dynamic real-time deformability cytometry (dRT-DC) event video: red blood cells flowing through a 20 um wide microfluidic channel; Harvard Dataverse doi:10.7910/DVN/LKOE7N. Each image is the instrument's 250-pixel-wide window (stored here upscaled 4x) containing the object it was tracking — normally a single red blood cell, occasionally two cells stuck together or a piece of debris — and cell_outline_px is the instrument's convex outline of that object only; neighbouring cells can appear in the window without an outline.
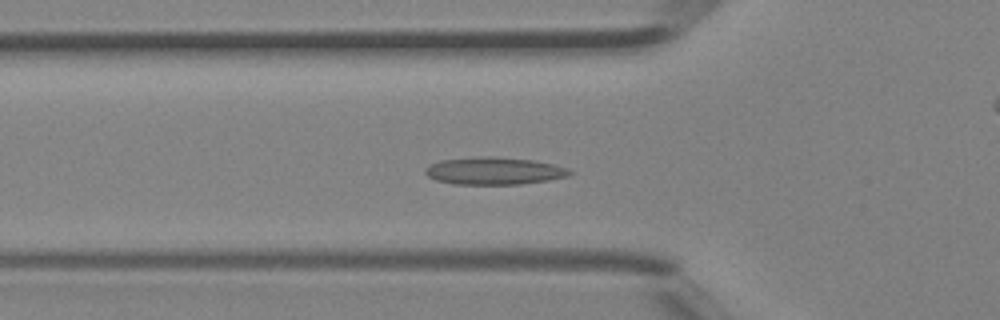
{"species": "Egyptian fruit bat (a non-hibernating species)", "species_latin": "Rousettus aegyptiacus", "temperature_condition": "room temperature", "stored_images_in_passage": 41, "camera_frame_rate_fps": 3000, "um_per_image_px": 0.085, "animal": {"sex": "female"}, "frame": {"image": 1, "passage_image": 11, "time_ms": 3.333, "image_size_px": [1000, 320], "cell_outline_px": [[572, 172], [568, 176], [548, 180], [520, 184], [452, 184], [436, 180], [428, 176], [424, 172], [424, 168], [428, 164], [440, 160], [480, 156], [492, 156], [532, 160], [552, 164], [568, 168]], "centroid_in_image_um": [41.94, 14.52], "position_along_channel_um": 83.9, "area_um2": 23.12}}
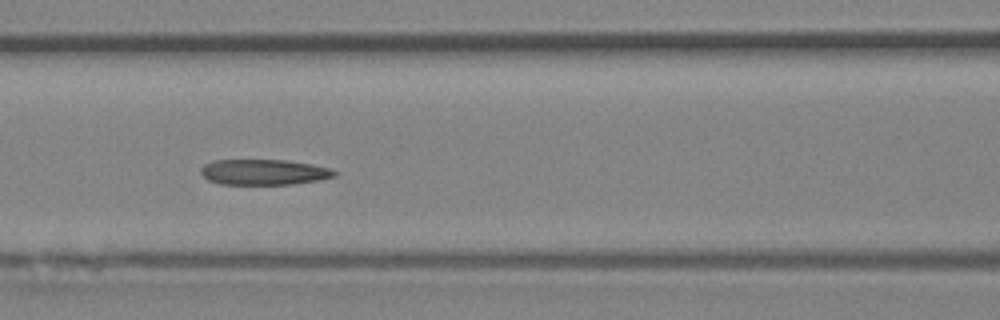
{"frame": {"image": 2, "passage_image": 15, "time_ms": 4.667, "image_size_px": [1000, 320], "cell_outline_px": [[340, 172], [336, 176], [320, 180], [292, 184], [220, 184], [208, 180], [200, 172], [200, 168], [204, 164], [212, 160], [284, 160], [312, 164], [328, 168]], "centroid_in_image_um": [22.43, 14.63], "position_along_channel_um": 144.2, "area_um2": 20.0}}
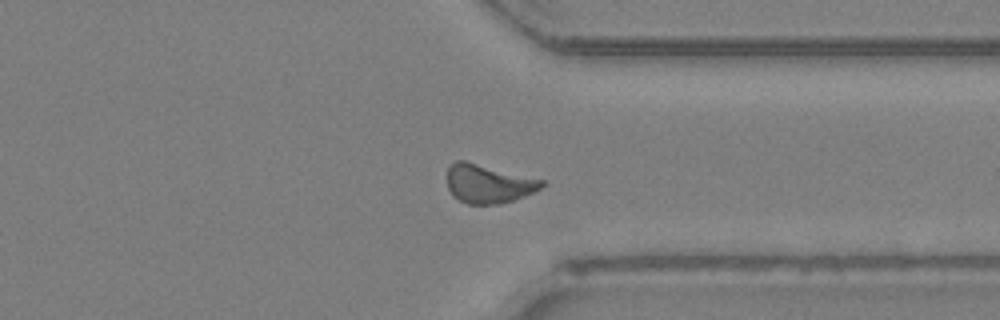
{"frame": {"image": 3, "passage_image": 30, "time_ms": 9.667, "image_size_px": [1000, 320], "cell_outline_px": [[544, 184], [540, 188], [524, 196], [500, 204], [468, 204], [452, 196], [448, 188], [448, 164], [456, 160], [464, 160], [544, 180]], "centroid_in_image_um": [41.47, 15.61], "position_along_channel_um": 369.9, "area_um2": 21.21}, "authors_computed_cell_mechanics": {"area_um2": 20.519, "velocity_mm_per_s": 4.5194, "shape_relaxation_time_tau1_ms": null, "shape_relaxation_time_tau2_ms": 1.3828, "deformation_change_tau1": null, "deformation_change_tau2": 0.081}}